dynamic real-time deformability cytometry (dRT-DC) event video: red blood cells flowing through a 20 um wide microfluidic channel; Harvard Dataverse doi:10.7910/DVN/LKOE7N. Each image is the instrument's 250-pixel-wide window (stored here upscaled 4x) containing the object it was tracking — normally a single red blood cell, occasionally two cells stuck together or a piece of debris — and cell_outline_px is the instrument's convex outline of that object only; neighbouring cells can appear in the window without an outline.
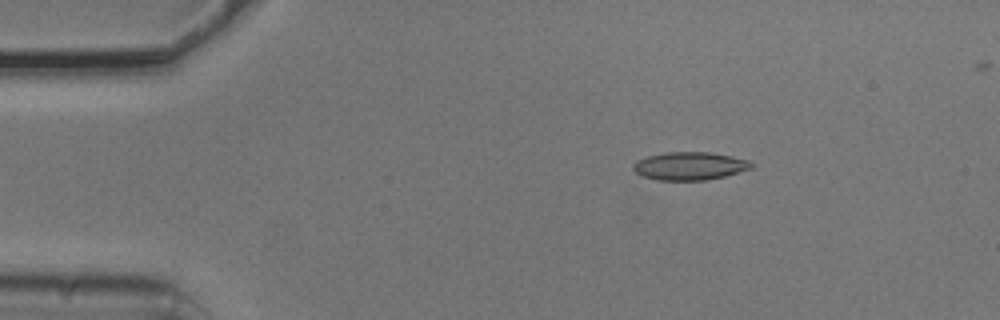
{"species": "common noctule bat (a hibernating species)", "species_latin": "Nyctalus noctula", "temperature_condition": "cold", "stored_images_in_passage": 5, "camera_frame_rate_fps": 3000, "um_per_image_px": 0.085, "animal": {"sex": "male", "body_mass_g": 20.5, "forearm_length_mm": 52.5}, "frame": {"image": 1, "passage_image": 3, "time_ms": 0.667, "image_size_px": [1000, 320], "cell_outline_px": [[752, 168], [724, 176], [704, 180], [656, 180], [640, 176], [632, 168], [632, 164], [636, 160], [648, 156], [664, 152], [708, 152], [732, 156], [752, 160]], "centroid_in_image_um": [58.59, 14.1], "position_along_channel_um": 26.4, "area_um2": 19.42}}
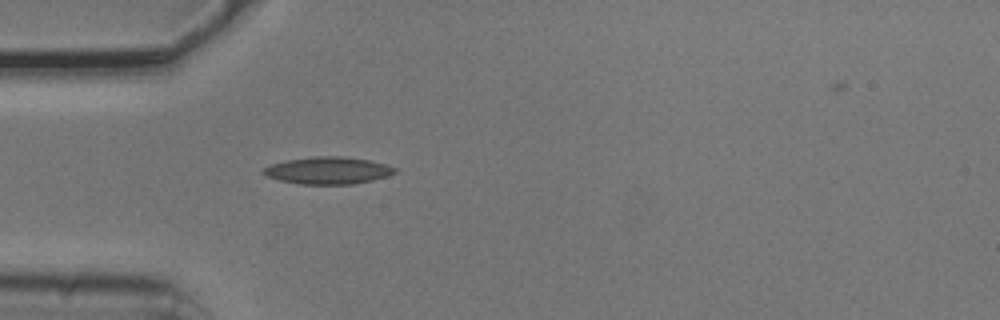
{"frame": {"image": 2, "passage_image": 5, "time_ms": 1.333, "image_size_px": [1000, 320], "cell_outline_px": [[396, 172], [388, 176], [372, 180], [352, 184], [300, 184], [280, 180], [264, 176], [260, 172], [264, 168], [272, 164], [288, 160], [312, 156], [344, 156], [368, 160], [384, 164], [396, 168]], "centroid_in_image_um": [27.85, 14.49], "position_along_channel_um": 57.1, "area_um2": 20.75}}